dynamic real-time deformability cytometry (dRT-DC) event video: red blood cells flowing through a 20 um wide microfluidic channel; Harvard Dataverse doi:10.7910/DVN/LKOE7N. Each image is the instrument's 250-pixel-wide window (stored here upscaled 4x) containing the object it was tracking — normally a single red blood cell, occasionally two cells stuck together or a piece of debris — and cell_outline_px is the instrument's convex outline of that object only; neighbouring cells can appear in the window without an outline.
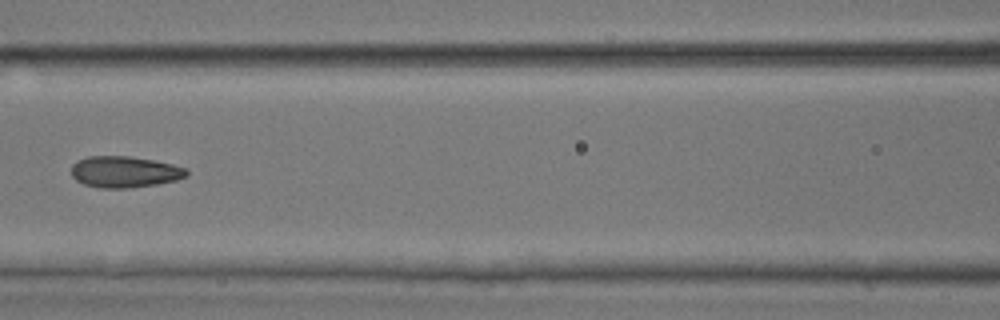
{"species": "common noctule bat (a hibernating species)", "species_latin": "Nyctalus noctula", "temperature_condition": "room temperature", "stored_images_in_passage": 27, "camera_frame_rate_fps": 3000, "um_per_image_px": 0.085, "animal": {"sex": "male", "body_mass_g": 17.9, "forearm_length_mm": 54.2}, "frame": {"image": 1, "passage_image": 8, "time_ms": 2.333, "image_size_px": [1000, 320], "cell_outline_px": [[188, 176], [176, 180], [156, 184], [128, 188], [96, 188], [84, 184], [76, 180], [72, 176], [72, 164], [88, 156], [128, 156], [152, 160], [172, 164], [188, 168]], "centroid_in_image_um": [10.6, 14.61], "position_along_channel_um": 156.0, "area_um2": 21.04}}
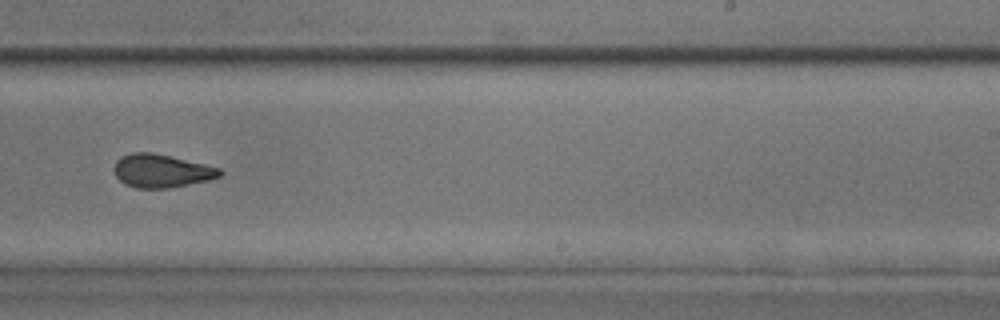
{"frame": {"image": 2, "passage_image": 16, "time_ms": 5.0, "image_size_px": [1000, 320], "cell_outline_px": [[224, 172], [220, 176], [208, 180], [168, 188], [136, 188], [124, 184], [116, 176], [112, 168], [116, 160], [120, 156], [132, 152], [152, 152], [204, 164], [220, 168]], "centroid_in_image_um": [13.68, 14.52], "position_along_channel_um": 275.3, "area_um2": 20.52}}